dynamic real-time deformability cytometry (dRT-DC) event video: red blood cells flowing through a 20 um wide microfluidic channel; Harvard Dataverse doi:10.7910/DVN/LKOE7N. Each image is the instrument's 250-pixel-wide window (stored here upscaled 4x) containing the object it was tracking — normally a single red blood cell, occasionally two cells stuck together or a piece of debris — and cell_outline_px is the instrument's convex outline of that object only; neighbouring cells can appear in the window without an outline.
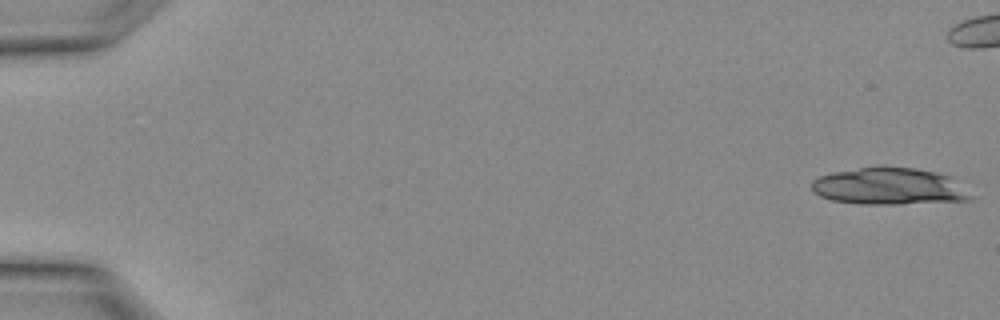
{"species": "Egyptian fruit bat (a non-hibernating species)", "species_latin": "Rousettus aegyptiacus", "temperature_condition": "warm", "stored_images_in_passage": 31, "camera_frame_rate_fps": 3000, "um_per_image_px": 0.085, "animal": {"sex": "female"}, "frame": {"image": 1, "passage_image": 1, "time_ms": 0.0, "image_size_px": [1000, 320], "cell_outline_px": [[972, 196], [968, 200], [900, 204], [860, 204], [832, 200], [820, 196], [812, 188], [812, 180], [820, 176], [836, 172], [860, 168], [912, 168], [936, 172], [952, 176]], "centroid_in_image_um": [75.6, 15.86], "position_along_channel_um": 9.4, "area_um2": 33.58}}